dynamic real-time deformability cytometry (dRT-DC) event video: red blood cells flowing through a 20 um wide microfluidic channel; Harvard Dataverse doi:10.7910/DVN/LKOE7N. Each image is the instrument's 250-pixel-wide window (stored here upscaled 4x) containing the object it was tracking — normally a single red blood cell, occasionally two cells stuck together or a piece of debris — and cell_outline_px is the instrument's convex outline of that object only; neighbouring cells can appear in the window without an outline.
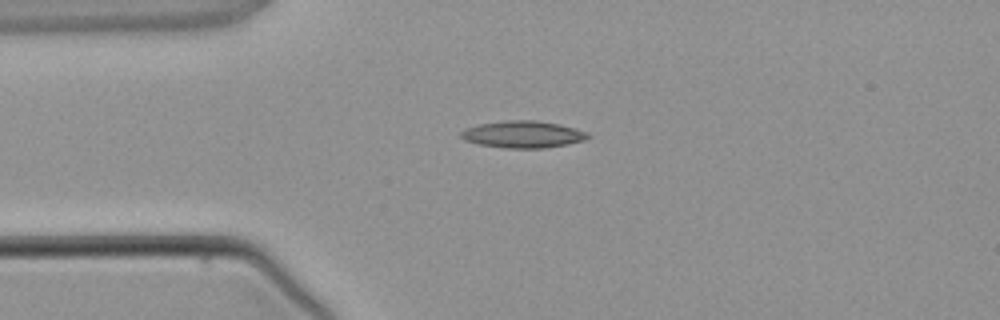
{"species": "common noctule bat (a hibernating species)", "species_latin": "Nyctalus noctula", "temperature_condition": "warm", "stored_images_in_passage": 5, "camera_frame_rate_fps": 3000, "um_per_image_px": 0.085, "animal": {"sex": "male", "body_mass_g": 21.5, "forearm_length_mm": 52.0}, "frame": {"image": 1, "passage_image": 4, "time_ms": 4.667, "image_size_px": [1000, 320], "cell_outline_px": [[592, 136], [584, 140], [568, 144], [544, 148], [504, 148], [480, 144], [464, 140], [460, 136], [460, 132], [464, 128], [480, 124], [504, 120], [536, 120], [576, 128], [588, 132]], "centroid_in_image_um": [44.45, 11.42], "position_along_channel_um": 40.5, "area_um2": 20.0}}